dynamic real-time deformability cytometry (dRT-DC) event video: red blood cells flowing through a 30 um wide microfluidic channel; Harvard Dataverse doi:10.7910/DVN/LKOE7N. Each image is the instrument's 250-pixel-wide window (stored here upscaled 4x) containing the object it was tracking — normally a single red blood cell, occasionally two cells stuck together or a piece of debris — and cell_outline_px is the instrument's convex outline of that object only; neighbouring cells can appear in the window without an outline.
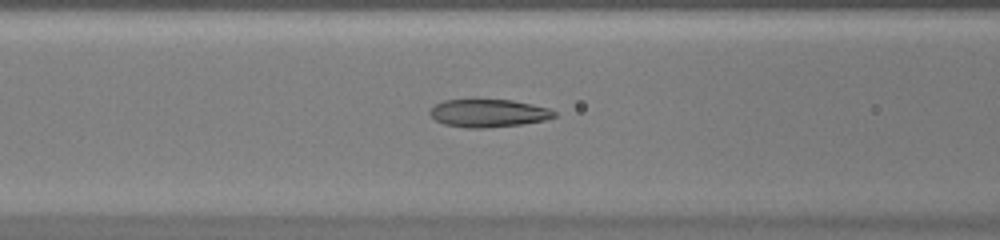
{"species": "common noctule bat (a hibernating species)", "species_latin": "Nyctalus noctula", "temperature_condition": "warm", "stored_images_in_passage": 53, "camera_frame_rate_fps": 3000, "um_per_image_px": 0.085, "animal": {"sex": "female", "body_mass_g": 20.0, "forearm_length_mm": 54.0}, "frame": {"image": 1, "passage_image": 23, "time_ms": 7.333, "image_size_px": [1000, 240], "cell_outline_px": [[556, 116], [544, 120], [524, 124], [484, 128], [464, 128], [444, 124], [436, 120], [428, 112], [436, 104], [444, 100], [472, 96], [512, 100], [532, 104], [548, 108], [556, 112]], "centroid_in_image_um": [41.47, 9.57], "position_along_channel_um": 125.1, "area_um2": 21.1}}
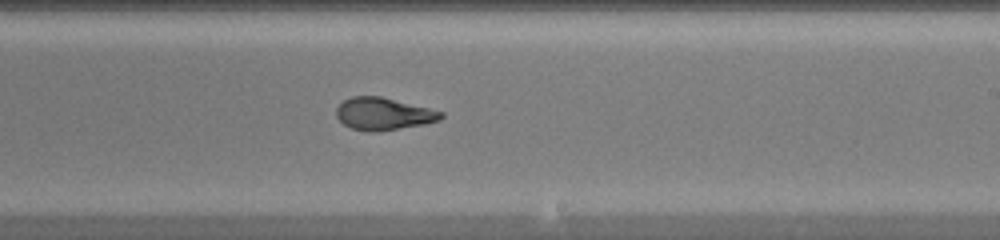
{"frame": {"image": 2, "passage_image": 33, "time_ms": 10.667, "image_size_px": [1000, 240], "cell_outline_px": [[444, 116], [440, 120], [424, 124], [376, 132], [368, 132], [352, 128], [344, 124], [336, 116], [336, 108], [344, 100], [352, 96], [380, 96], [444, 112]], "centroid_in_image_um": [32.58, 9.68], "position_along_channel_um": 256.4, "area_um2": 19.59}}
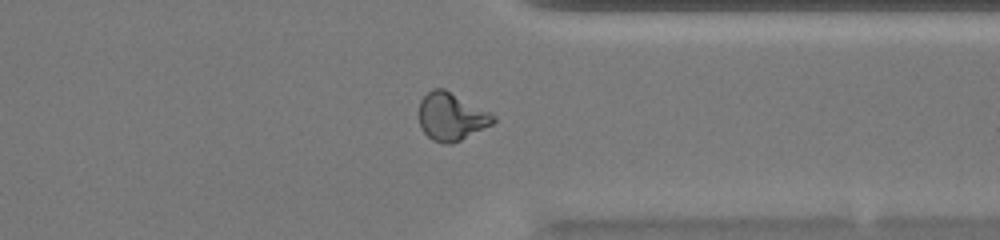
{"frame": {"image": 3, "passage_image": 42, "time_ms": 13.667, "image_size_px": [1000, 240], "cell_outline_px": [[496, 120], [492, 124], [460, 140], [448, 144], [444, 144], [432, 140], [420, 128], [420, 100], [432, 88], [444, 88], [496, 116]], "centroid_in_image_um": [38.34, 9.91], "position_along_channel_um": 373.1, "area_um2": 20.35}, "authors_computed_cell_mechanics": {"area_um2": 21.097, "velocity_mm_per_s": 3.9473, "shape_relaxation_time_tau1_ms": 9.0009, "shape_relaxation_time_tau2_ms": 1.2185, "deformation_change_tau1": 0.2819, "deformation_change_tau2": 0.0681}}